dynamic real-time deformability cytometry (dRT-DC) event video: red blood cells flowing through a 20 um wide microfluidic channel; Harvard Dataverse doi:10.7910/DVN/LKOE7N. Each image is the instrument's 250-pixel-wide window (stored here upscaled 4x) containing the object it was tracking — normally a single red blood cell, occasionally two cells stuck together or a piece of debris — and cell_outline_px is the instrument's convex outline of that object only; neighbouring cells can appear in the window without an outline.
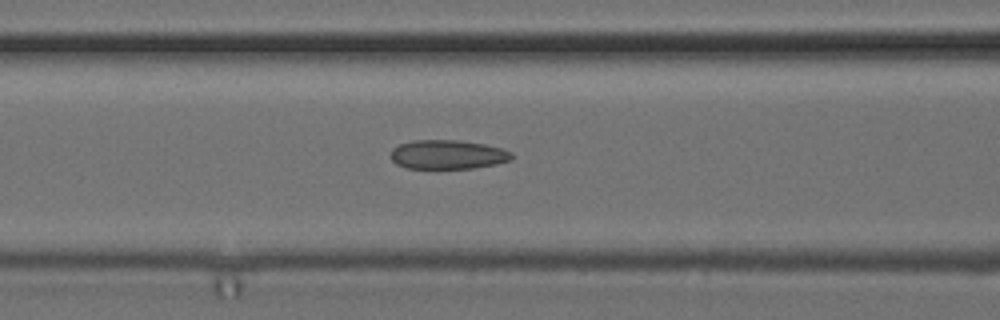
{"species": "common noctule bat (a hibernating species)", "species_latin": "Nyctalus noctula", "temperature_condition": "cold", "stored_images_in_passage": 26, "camera_frame_rate_fps": 3000, "um_per_image_px": 0.085, "animal": {"sex": "female", "body_mass_g": 24.6, "forearm_length_mm": 56.2}, "frame": {"image": 1, "passage_image": 22, "time_ms": 7.0, "image_size_px": [1000, 320], "cell_outline_px": [[512, 160], [496, 164], [472, 168], [408, 168], [396, 164], [392, 160], [392, 148], [400, 144], [412, 140], [456, 140], [484, 144], [500, 148], [512, 152]], "centroid_in_image_um": [38.06, 13.13], "position_along_channel_um": 128.5, "area_um2": 20.4}}
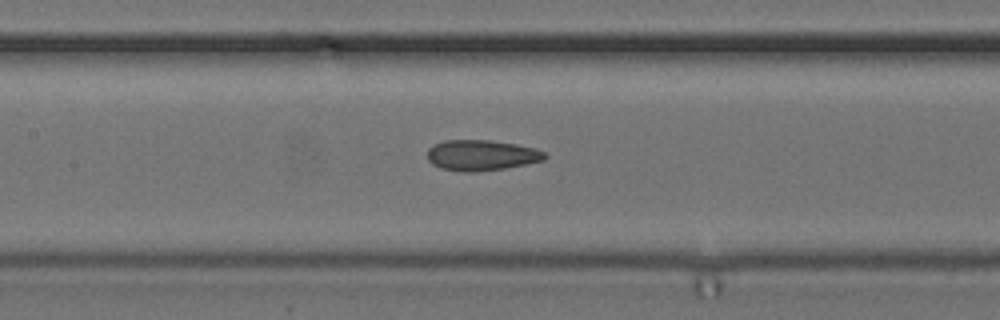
{"frame": {"image": 2, "passage_image": 25, "time_ms": 8.0, "image_size_px": [1000, 320], "cell_outline_px": [[548, 156], [544, 160], [504, 168], [476, 172], [460, 172], [440, 168], [432, 164], [428, 160], [428, 148], [444, 140], [488, 140], [516, 144], [536, 148], [544, 152]], "centroid_in_image_um": [40.91, 13.2], "position_along_channel_um": 166.5, "area_um2": 20.98}}